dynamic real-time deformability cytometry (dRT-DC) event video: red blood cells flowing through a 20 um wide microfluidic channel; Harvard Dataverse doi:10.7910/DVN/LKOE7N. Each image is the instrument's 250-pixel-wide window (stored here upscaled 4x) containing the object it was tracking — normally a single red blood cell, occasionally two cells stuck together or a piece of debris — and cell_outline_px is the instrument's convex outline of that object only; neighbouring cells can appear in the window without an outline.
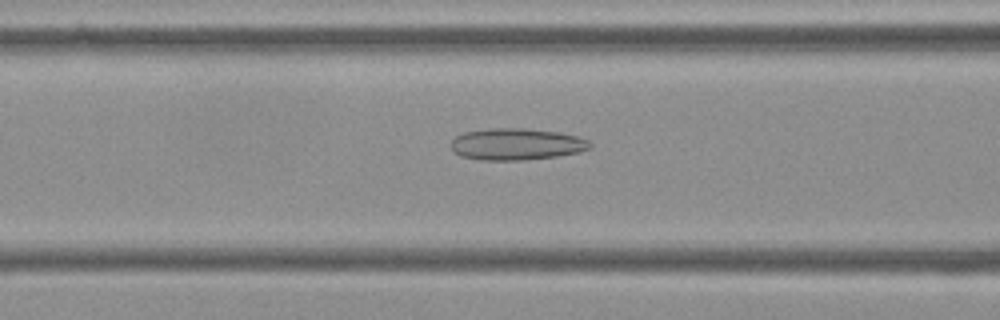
{"species": "Egyptian fruit bat (a non-hibernating species)", "species_latin": "Rousettus aegyptiacus", "temperature_condition": "cold", "stored_images_in_passage": 26, "camera_frame_rate_fps": 3000, "um_per_image_px": 0.085, "frame": {"image": 1, "passage_image": 10, "time_ms": 3.0, "image_size_px": [1000, 320], "cell_outline_px": [[592, 148], [580, 152], [556, 156], [524, 160], [480, 160], [460, 156], [452, 152], [448, 144], [456, 136], [464, 132], [488, 128], [524, 128], [556, 132], [576, 136], [588, 140], [592, 144]], "centroid_in_image_um": [43.84, 12.26], "position_along_channel_um": 122.8, "area_um2": 25.95}}
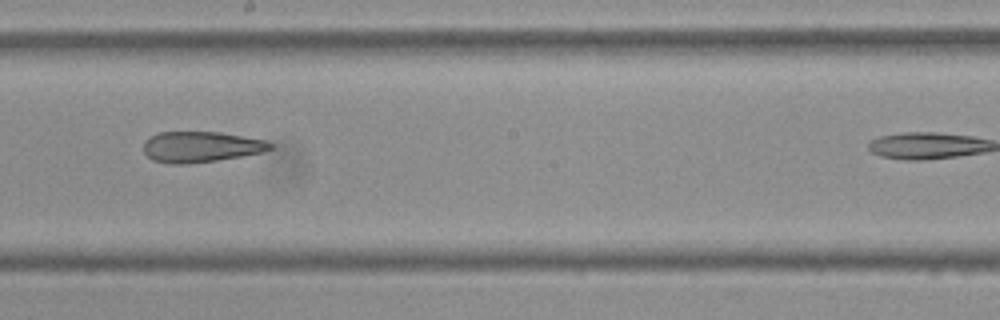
{"frame": {"image": 2, "passage_image": 19, "time_ms": 6.0, "image_size_px": [1000, 320], "cell_outline_px": [[272, 148], [260, 152], [240, 156], [216, 160], [188, 164], [168, 164], [152, 160], [144, 152], [144, 140], [160, 132], [220, 132], [264, 140], [272, 144]], "centroid_in_image_um": [17.02, 12.48], "position_along_channel_um": 231.2, "area_um2": 22.48}}
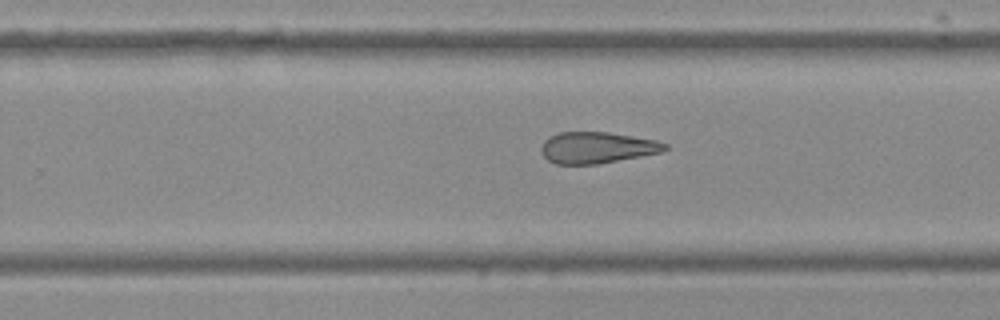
{"frame": {"image": 3, "passage_image": 23, "time_ms": 7.333, "image_size_px": [1000, 320], "cell_outline_px": [[668, 148], [664, 152], [600, 164], [556, 164], [548, 160], [540, 152], [540, 148], [544, 140], [560, 132], [608, 132], [656, 140], [668, 144]], "centroid_in_image_um": [50.77, 12.56], "position_along_channel_um": 279.0, "area_um2": 22.77}}